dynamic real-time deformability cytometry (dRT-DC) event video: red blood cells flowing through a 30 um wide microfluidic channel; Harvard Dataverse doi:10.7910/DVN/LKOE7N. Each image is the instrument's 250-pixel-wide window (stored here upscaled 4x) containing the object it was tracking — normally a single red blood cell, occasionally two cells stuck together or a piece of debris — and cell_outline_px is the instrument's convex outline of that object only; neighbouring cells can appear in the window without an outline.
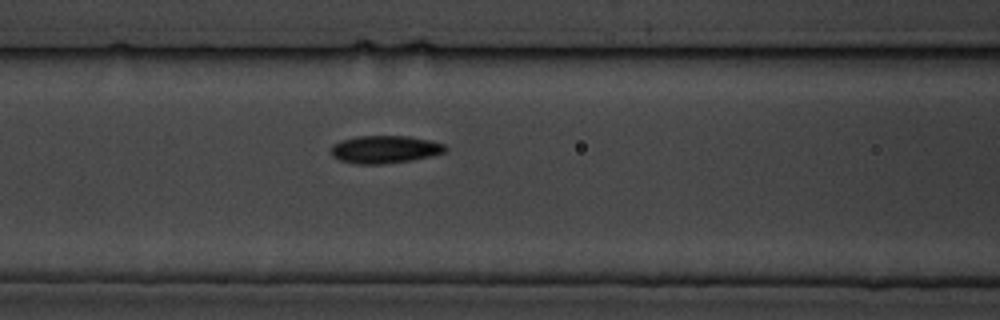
{"species": "common noctule bat (a hibernating species)", "species_latin": "Nyctalus noctula", "temperature_condition": "cold", "stored_images_in_passage": 7, "camera_frame_rate_fps": 3000, "um_per_image_px": 0.085, "animal": {"sex": "male", "body_mass_g": 19.5, "forearm_length_mm": 54.6}, "frame": {"image": 1, "passage_image": 7, "time_ms": 7.667, "image_size_px": [1000, 320], "cell_outline_px": [[448, 148], [444, 152], [432, 156], [412, 160], [380, 164], [356, 164], [340, 160], [332, 156], [332, 144], [340, 140], [356, 136], [408, 136], [428, 140], [444, 144]], "centroid_in_image_um": [32.7, 12.69], "position_along_channel_um": 133.9, "area_um2": 18.44}}